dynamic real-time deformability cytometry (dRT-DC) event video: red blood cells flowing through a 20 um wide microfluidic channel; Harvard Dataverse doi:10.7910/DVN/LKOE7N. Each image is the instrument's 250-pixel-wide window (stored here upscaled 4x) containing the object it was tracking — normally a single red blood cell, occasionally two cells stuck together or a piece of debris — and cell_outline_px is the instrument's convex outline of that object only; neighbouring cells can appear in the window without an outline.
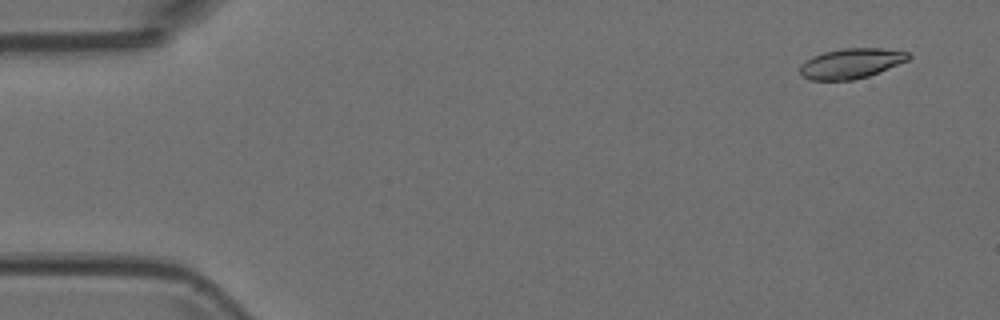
{"species": "Egyptian fruit bat (a non-hibernating species)", "species_latin": "Rousettus aegyptiacus", "temperature_condition": "room temperature", "stored_images_in_passage": 9, "camera_frame_rate_fps": 3000, "um_per_image_px": 0.085, "animal": {"sex": "female"}, "frame": {"image": 1, "passage_image": 2, "time_ms": 0.333, "image_size_px": [1000, 320], "cell_outline_px": [[912, 56], [908, 60], [868, 76], [852, 80], [808, 80], [800, 76], [800, 64], [812, 56], [824, 52], [844, 48], [880, 48], [908, 52]], "centroid_in_image_um": [72.3, 5.39], "position_along_channel_um": 12.7, "area_um2": 19.02}}
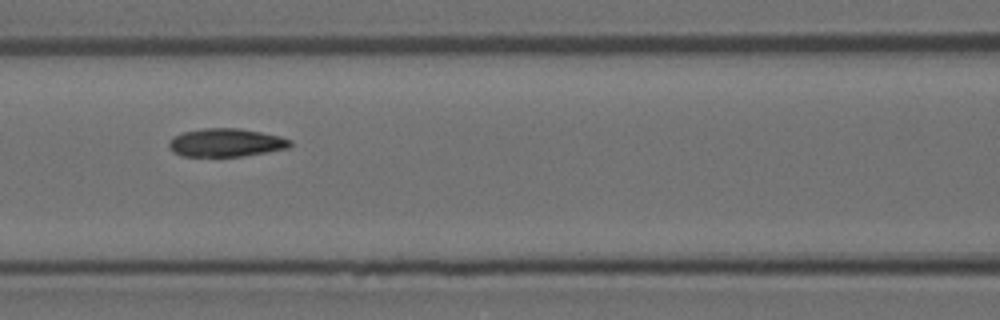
{"frame": {"image": 2, "passage_image": 7, "time_ms": 2.0, "image_size_px": [1000, 320], "cell_outline_px": [[292, 144], [288, 148], [240, 156], [184, 156], [172, 152], [168, 144], [168, 140], [172, 136], [184, 132], [204, 128], [240, 128], [280, 136], [292, 140]], "centroid_in_image_um": [19.18, 12.11], "position_along_channel_um": 147.4, "area_um2": 19.88}}
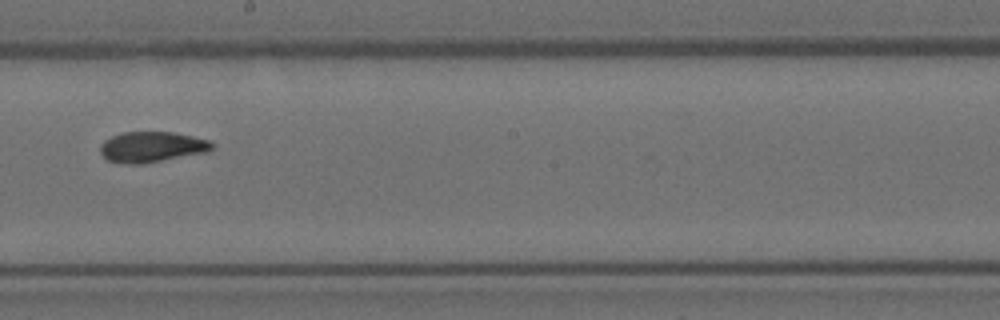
{"frame": {"image": 3, "passage_image": 9, "time_ms": 2.667, "image_size_px": [1000, 320], "cell_outline_px": [[212, 148], [208, 152], [136, 164], [132, 164], [108, 160], [100, 152], [100, 144], [104, 140], [120, 132], [172, 132], [212, 140]], "centroid_in_image_um": [12.9, 12.46], "position_along_channel_um": 235.3, "area_um2": 19.65}}